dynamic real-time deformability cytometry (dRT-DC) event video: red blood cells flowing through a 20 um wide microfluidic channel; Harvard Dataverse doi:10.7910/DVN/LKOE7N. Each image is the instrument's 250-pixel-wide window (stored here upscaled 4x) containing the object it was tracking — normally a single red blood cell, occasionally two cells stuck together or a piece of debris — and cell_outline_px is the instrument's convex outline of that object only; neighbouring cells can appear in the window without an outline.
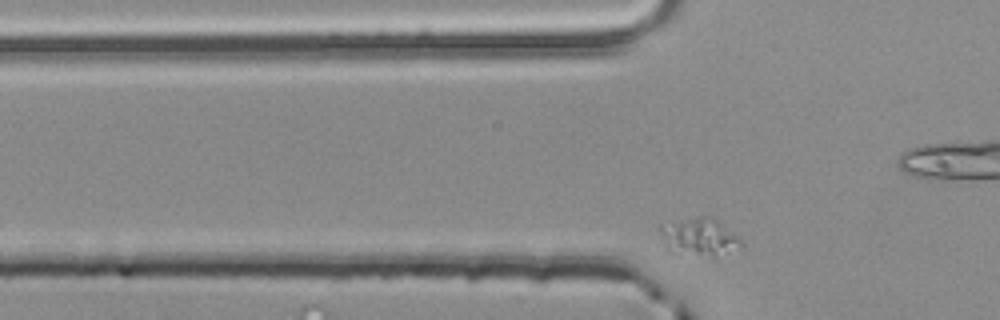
{"species": "common noctule bat (a hibernating species)", "species_latin": "Nyctalus noctula", "temperature_condition": "room temperature", "stored_images_in_passage": 37, "segment_of_instrument_passage": [2, 2], "camera_frame_rate_fps": 3000, "um_per_image_px": 0.085, "animal": {"sex": "male", "body_mass_g": 20.4}, "frame": {"image": 1, "passage_image": 13, "time_ms": 4.0, "image_size_px": [1000, 320], "cell_outline_px": [[744, 244], [716, 256], [712, 256], [664, 252], [656, 228], [660, 224], [696, 216], [712, 216], [740, 240]], "centroid_in_image_um": [59.24, 20.13], "position_along_channel_um": 66.6, "area_um2": 18.09}}
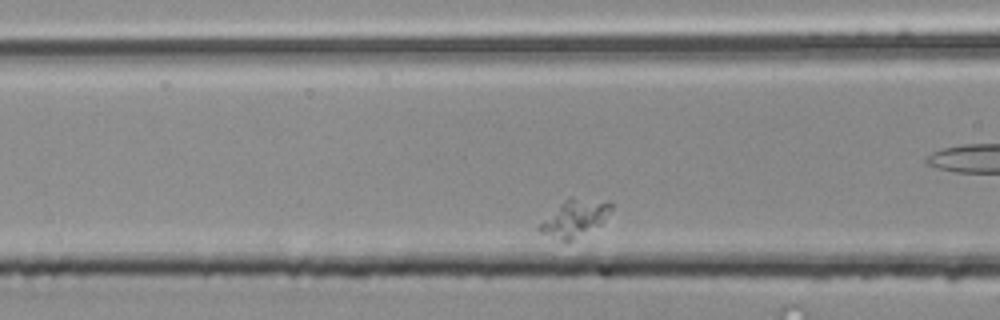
{"frame": {"image": 2, "passage_image": 18, "time_ms": 5.667, "image_size_px": [1000, 320], "cell_outline_px": [[612, 208], [604, 220], [600, 224], [568, 244], [564, 244], [540, 232], [536, 228], [564, 200], [572, 200], [612, 204]], "centroid_in_image_um": [48.77, 18.69], "position_along_channel_um": 117.8, "area_um2": 14.62}}